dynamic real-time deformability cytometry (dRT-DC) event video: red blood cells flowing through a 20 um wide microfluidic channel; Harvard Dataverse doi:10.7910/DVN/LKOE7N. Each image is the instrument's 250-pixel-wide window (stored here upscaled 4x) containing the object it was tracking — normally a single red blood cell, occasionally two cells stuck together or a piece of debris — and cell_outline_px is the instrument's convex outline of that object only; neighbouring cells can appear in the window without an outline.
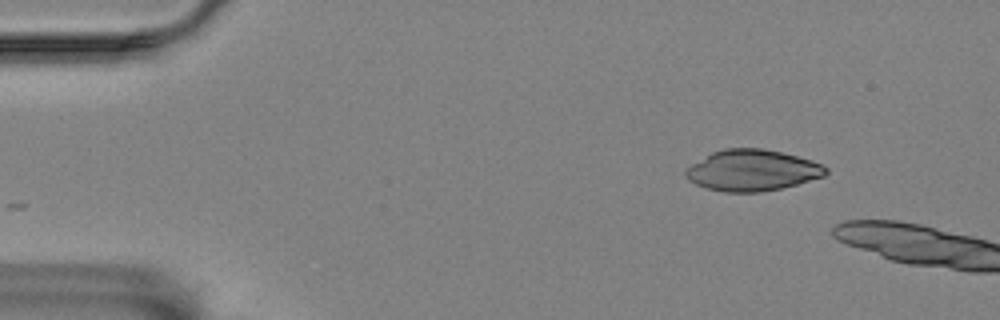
{"species": "Egyptian fruit bat (a non-hibernating species)", "species_latin": "Rousettus aegyptiacus", "temperature_condition": "room temperature", "stored_images_in_passage": 5, "camera_frame_rate_fps": 3000, "um_per_image_px": 0.085, "animal": {"sex": "female"}, "frame": {"image": 1, "passage_image": 1, "time_ms": 0.0, "image_size_px": [1000, 320], "cell_outline_px": [[828, 172], [824, 176], [796, 184], [780, 188], [760, 192], [724, 192], [708, 188], [696, 184], [688, 180], [684, 176], [684, 172], [692, 164], [712, 152], [724, 148], [764, 148], [812, 160], [828, 168]], "centroid_in_image_um": [63.93, 14.47], "position_along_channel_um": 21.1, "area_um2": 33.41}}